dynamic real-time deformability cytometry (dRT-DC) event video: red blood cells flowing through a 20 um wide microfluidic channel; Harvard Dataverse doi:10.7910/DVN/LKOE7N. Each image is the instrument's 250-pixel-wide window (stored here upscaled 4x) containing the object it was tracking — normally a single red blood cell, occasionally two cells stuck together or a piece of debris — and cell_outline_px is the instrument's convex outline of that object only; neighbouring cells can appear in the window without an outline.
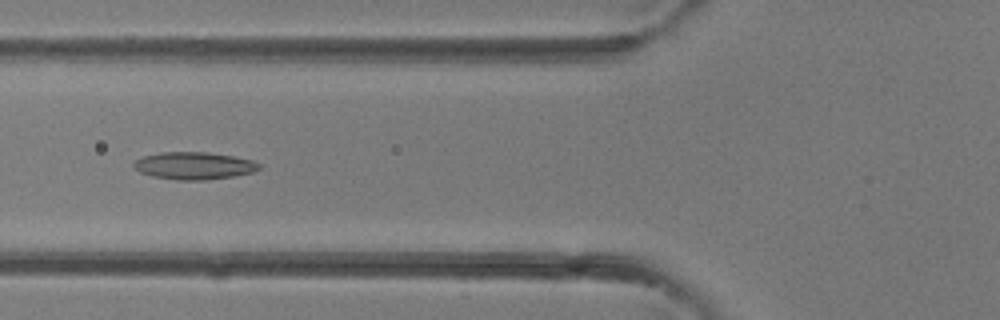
{"species": "common noctule bat (a hibernating species)", "species_latin": "Nyctalus noctula", "temperature_condition": "room temperature", "stored_images_in_passage": 27, "camera_frame_rate_fps": 3000, "um_per_image_px": 0.085, "animal": {"sex": "female"}, "frame": {"image": 1, "passage_image": 3, "time_ms": 0.667, "image_size_px": [1000, 320], "cell_outline_px": [[260, 168], [252, 172], [232, 176], [204, 180], [176, 180], [152, 176], [140, 172], [132, 164], [136, 160], [144, 156], [160, 152], [208, 152], [232, 156], [252, 160], [260, 164]], "centroid_in_image_um": [16.48, 14.08], "position_along_channel_um": 109.3, "area_um2": 19.83}}
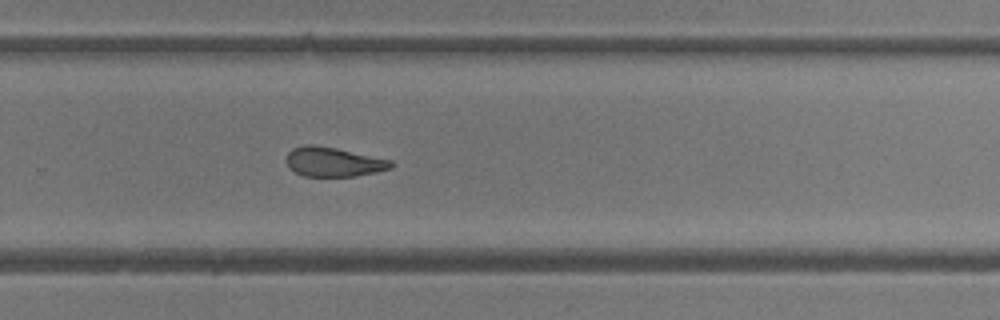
{"frame": {"image": 2, "passage_image": 14, "time_ms": 4.333, "image_size_px": [1000, 320], "cell_outline_px": [[396, 164], [392, 168], [376, 172], [356, 176], [304, 176], [288, 168], [284, 160], [288, 152], [292, 148], [304, 144], [312, 144], [336, 148], [392, 160]], "centroid_in_image_um": [28.32, 13.75], "position_along_channel_um": 301.5, "area_um2": 18.21}}
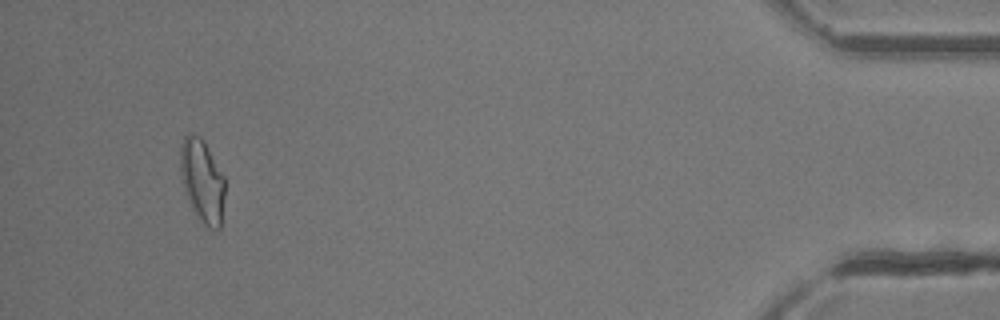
{"frame": {"image": 3, "passage_image": 25, "time_ms": 8.0, "image_size_px": [1000, 320], "cell_outline_px": [[224, 196], [220, 228], [208, 228], [200, 220], [192, 208], [184, 192], [180, 168], [180, 144], [184, 136], [188, 132], [192, 132], [200, 136], [204, 140], [224, 176]], "centroid_in_image_um": [17.17, 15.31], "position_along_channel_um": 418.0, "area_um2": 21.68}}